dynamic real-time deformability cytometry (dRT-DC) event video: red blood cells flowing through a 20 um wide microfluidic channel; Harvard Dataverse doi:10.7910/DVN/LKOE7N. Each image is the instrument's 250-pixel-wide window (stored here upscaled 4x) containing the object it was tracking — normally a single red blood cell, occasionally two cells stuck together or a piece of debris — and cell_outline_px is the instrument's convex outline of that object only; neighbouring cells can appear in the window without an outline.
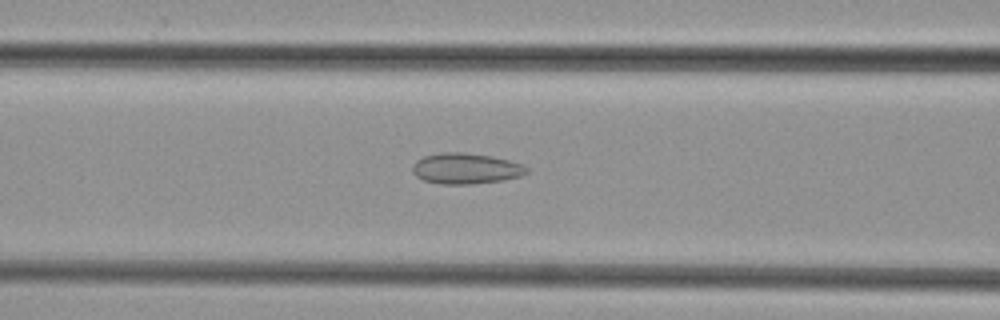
{"species": "common noctule bat (a hibernating species)", "species_latin": "Nyctalus noctula", "temperature_condition": "cold", "stored_images_in_passage": 24, "camera_frame_rate_fps": 3000, "um_per_image_px": 0.085, "animal": {"sex": "female", "body_mass_g": 29.2, "forearm_length_mm": 56.3}, "frame": {"image": 1, "passage_image": 5, "time_ms": 1.333, "image_size_px": [1000, 320], "cell_outline_px": [[528, 172], [520, 176], [500, 180], [472, 184], [440, 184], [424, 180], [416, 176], [412, 172], [412, 164], [416, 160], [424, 156], [440, 152], [464, 152], [492, 156], [524, 164], [528, 168]], "centroid_in_image_um": [39.57, 14.31], "position_along_channel_um": 127.0, "area_um2": 20.58}}
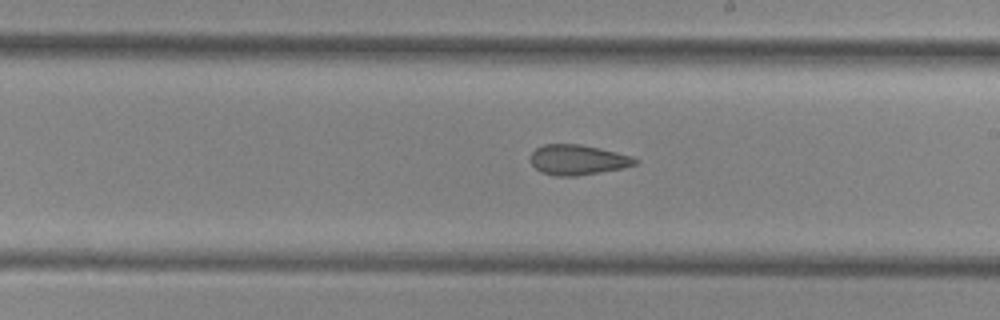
{"frame": {"image": 2, "passage_image": 13, "time_ms": 4.0, "image_size_px": [1000, 320], "cell_outline_px": [[640, 160], [636, 164], [624, 168], [576, 176], [556, 176], [540, 172], [532, 164], [532, 152], [536, 148], [544, 144], [580, 144], [600, 148], [632, 156]], "centroid_in_image_um": [49.14, 13.58], "position_along_channel_um": 239.9, "area_um2": 18.38}}
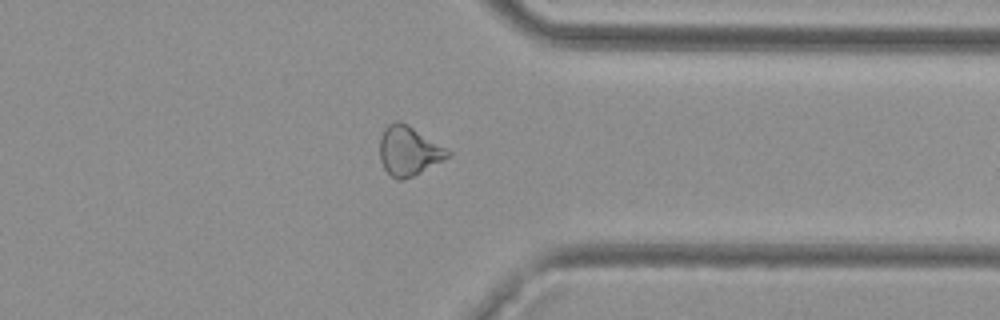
{"frame": {"image": 3, "passage_image": 23, "time_ms": 7.333, "image_size_px": [1000, 320], "cell_outline_px": [[452, 152], [448, 156], [420, 172], [404, 180], [396, 180], [384, 168], [380, 160], [380, 136], [384, 128], [392, 120], [400, 120], [408, 124]], "centroid_in_image_um": [34.69, 12.79], "position_along_channel_um": 376.7, "area_um2": 19.36}}